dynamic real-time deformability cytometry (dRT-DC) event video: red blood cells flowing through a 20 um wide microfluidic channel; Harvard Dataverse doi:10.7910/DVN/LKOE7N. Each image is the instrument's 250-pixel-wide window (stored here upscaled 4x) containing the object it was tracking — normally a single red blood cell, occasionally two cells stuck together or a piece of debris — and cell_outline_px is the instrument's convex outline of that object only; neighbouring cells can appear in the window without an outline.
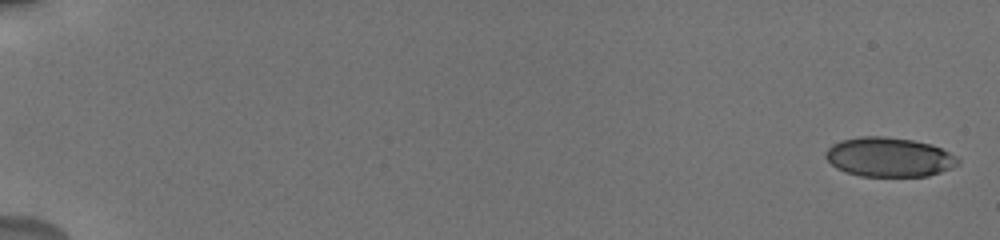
{"species": "human", "species_latin": "Homo sapiens", "temperature_condition": "cold", "stored_images_in_passage": 15, "camera_frame_rate_fps": 3000, "um_per_image_px": 0.085, "donor": {"sex": "male"}, "frame": {"image": 1, "passage_image": 1, "time_ms": 0.0, "image_size_px": [1000, 240], "cell_outline_px": [[960, 164], [952, 168], [928, 176], [860, 176], [836, 168], [824, 156], [824, 152], [832, 144], [840, 140], [860, 136], [888, 136], [912, 140], [932, 144], [956, 156], [960, 160]], "centroid_in_image_um": [75.57, 13.34], "position_along_channel_um": 9.4, "area_um2": 30.52}}
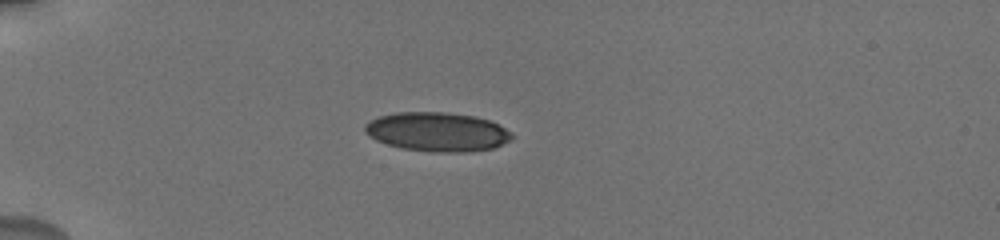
{"frame": {"image": 2, "passage_image": 9, "time_ms": 5.333, "image_size_px": [1000, 240], "cell_outline_px": [[512, 140], [492, 148], [464, 152], [432, 152], [400, 148], [376, 140], [368, 136], [364, 132], [364, 124], [380, 116], [396, 112], [444, 112], [476, 116], [488, 120], [512, 132]], "centroid_in_image_um": [37.14, 11.21], "position_along_channel_um": 47.9, "area_um2": 33.47}}
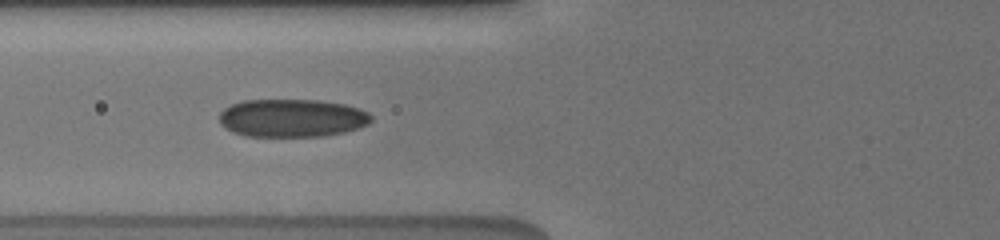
{"frame": {"image": 3, "passage_image": 13, "time_ms": 7.667, "image_size_px": [1000, 240], "cell_outline_px": [[372, 120], [368, 124], [344, 132], [320, 136], [244, 136], [232, 132], [220, 124], [220, 112], [224, 108], [232, 104], [244, 100], [316, 100], [344, 104], [360, 108], [368, 112], [372, 116]], "centroid_in_image_um": [24.81, 10.03], "position_along_channel_um": 101.0, "area_um2": 33.64}}